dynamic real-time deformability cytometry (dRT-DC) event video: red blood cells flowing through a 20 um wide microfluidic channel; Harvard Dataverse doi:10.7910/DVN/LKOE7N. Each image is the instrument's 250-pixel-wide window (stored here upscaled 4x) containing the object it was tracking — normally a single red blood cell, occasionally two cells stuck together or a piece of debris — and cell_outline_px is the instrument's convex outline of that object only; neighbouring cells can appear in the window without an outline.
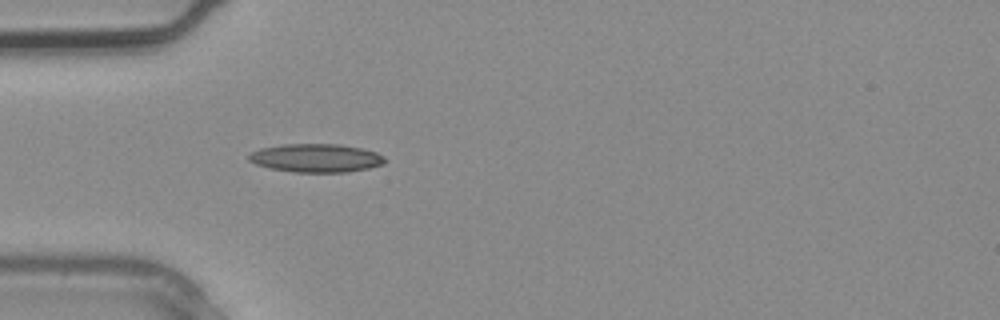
{"species": "common noctule bat (a hibernating species)", "species_latin": "Nyctalus noctula", "temperature_condition": "warm", "stored_images_in_passage": 2, "camera_frame_rate_fps": 3000, "um_per_image_px": 0.085, "animal": {"sex": "male", "body_mass_g": 20.4}, "frame": {"image": 1, "passage_image": 2, "time_ms": 0.333, "image_size_px": [1000, 320], "cell_outline_px": [[384, 164], [368, 168], [348, 172], [296, 172], [272, 168], [256, 164], [248, 160], [248, 156], [252, 152], [260, 148], [280, 144], [340, 144], [360, 148], [376, 152], [384, 156]], "centroid_in_image_um": [26.86, 13.42], "position_along_channel_um": 58.1, "area_um2": 22.43}}